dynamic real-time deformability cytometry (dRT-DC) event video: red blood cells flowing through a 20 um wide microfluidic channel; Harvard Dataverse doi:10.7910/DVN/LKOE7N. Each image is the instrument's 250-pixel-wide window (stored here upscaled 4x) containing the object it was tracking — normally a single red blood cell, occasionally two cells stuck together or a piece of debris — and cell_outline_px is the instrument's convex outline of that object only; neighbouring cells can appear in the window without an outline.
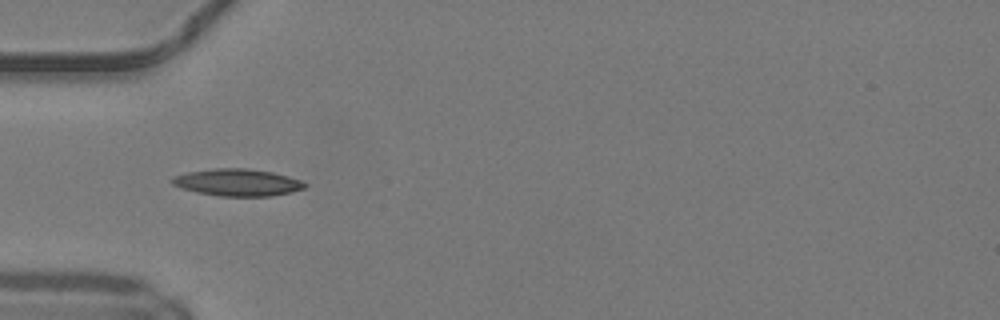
{"species": "common noctule bat (a hibernating species)", "species_latin": "Nyctalus noctula", "temperature_condition": "warm", "stored_images_in_passage": 3, "camera_frame_rate_fps": 3000, "um_per_image_px": 0.085, "animal": {"sex": "male", "body_mass_g": 19.2, "forearm_length_mm": 51.8}, "frame": {"image": 1, "passage_image": 1, "time_ms": 0.0, "image_size_px": [1000, 320], "cell_outline_px": [[308, 184], [304, 188], [292, 192], [272, 196], [220, 196], [196, 192], [172, 184], [168, 180], [172, 176], [188, 172], [216, 168], [244, 168], [272, 172], [288, 176], [300, 180]], "centroid_in_image_um": [20.18, 15.51], "position_along_channel_um": 64.8, "area_um2": 20.92}}